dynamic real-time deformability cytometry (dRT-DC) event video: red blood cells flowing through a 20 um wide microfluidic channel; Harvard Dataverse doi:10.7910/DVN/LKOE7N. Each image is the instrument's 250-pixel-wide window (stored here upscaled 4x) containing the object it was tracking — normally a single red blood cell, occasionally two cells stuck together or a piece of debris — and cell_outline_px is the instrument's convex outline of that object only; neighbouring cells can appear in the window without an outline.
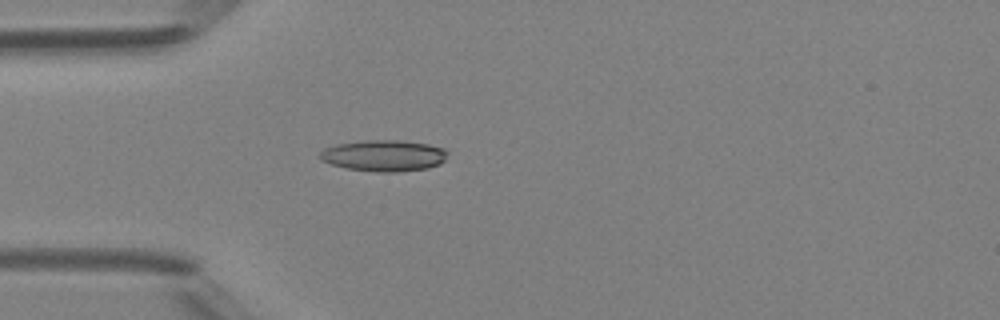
{"species": "Egyptian fruit bat (a non-hibernating species)", "species_latin": "Rousettus aegyptiacus", "temperature_condition": "room temperature", "stored_images_in_passage": 4, "camera_frame_rate_fps": 3000, "um_per_image_px": 0.085, "animal": {"sex": "female"}, "frame": {"image": 1, "passage_image": 4, "time_ms": 4.333, "image_size_px": [1000, 320], "cell_outline_px": [[448, 152], [444, 160], [440, 164], [428, 168], [396, 172], [376, 172], [348, 168], [332, 164], [320, 160], [320, 152], [324, 148], [336, 144], [368, 140], [400, 140], [428, 144], [444, 148]], "centroid_in_image_um": [32.64, 13.22], "position_along_channel_um": 52.4, "area_um2": 23.24}}